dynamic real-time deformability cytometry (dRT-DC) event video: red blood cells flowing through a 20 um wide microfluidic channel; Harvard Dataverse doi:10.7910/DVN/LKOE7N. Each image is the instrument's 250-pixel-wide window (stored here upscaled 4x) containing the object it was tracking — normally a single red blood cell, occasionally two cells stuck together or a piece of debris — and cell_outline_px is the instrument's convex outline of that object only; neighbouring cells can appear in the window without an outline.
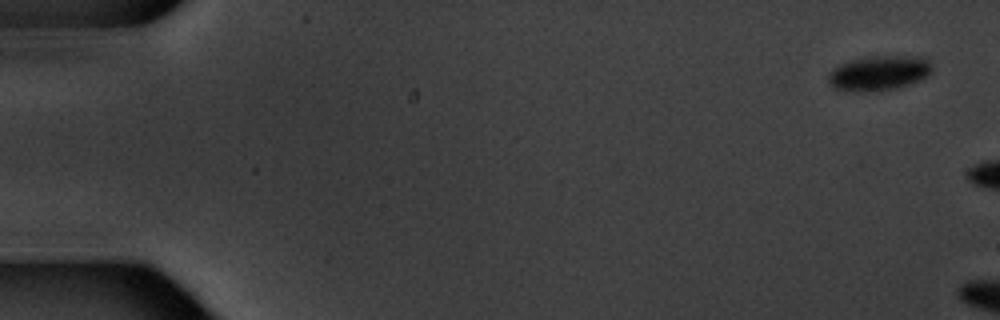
{"species": "common noctule bat (a hibernating species)", "species_latin": "Nyctalus noctula", "temperature_condition": "warm", "stored_images_in_passage": 3, "camera_frame_rate_fps": 3000, "um_per_image_px": 0.085, "animal": {"sex": "male", "body_mass_g": 20.1, "forearm_length_mm": 53.5}, "frame": {"image": 1, "passage_image": 1, "time_ms": 0.0, "image_size_px": [1000, 320], "cell_outline_px": [[932, 72], [928, 76], [920, 80], [896, 88], [868, 92], [832, 88], [828, 80], [828, 72], [832, 68], [848, 60], [872, 56], [924, 56], [932, 64]], "centroid_in_image_um": [74.72, 6.19], "position_along_channel_um": 10.3, "area_um2": 21.27}}